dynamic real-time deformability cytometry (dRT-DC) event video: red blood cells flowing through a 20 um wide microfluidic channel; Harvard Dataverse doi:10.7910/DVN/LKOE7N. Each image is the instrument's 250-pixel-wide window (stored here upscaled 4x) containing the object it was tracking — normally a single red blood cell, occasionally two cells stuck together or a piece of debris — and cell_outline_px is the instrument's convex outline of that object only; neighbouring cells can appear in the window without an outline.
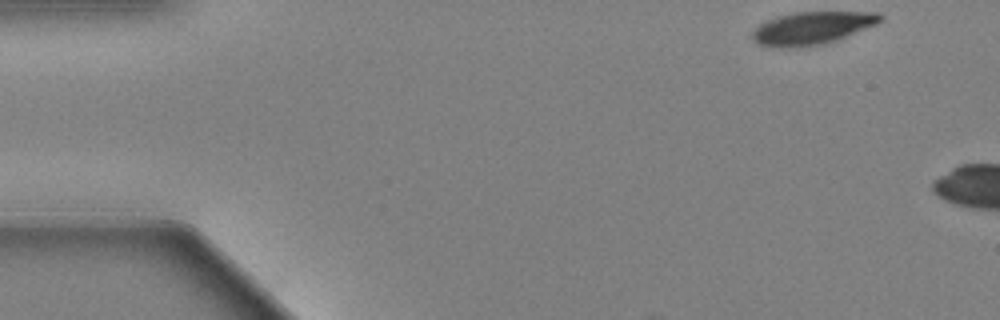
{"species": "Egyptian fruit bat (a non-hibernating species)", "species_latin": "Rousettus aegyptiacus", "temperature_condition": "warm", "stored_images_in_passage": 6, "camera_frame_rate_fps": 3000, "um_per_image_px": 0.085, "animal": {"sex": "female"}, "frame": {"image": 1, "passage_image": 1, "time_ms": 0.0, "image_size_px": [1000, 320], "cell_outline_px": [[884, 20], [876, 24], [836, 40], [824, 44], [796, 48], [772, 48], [760, 44], [752, 40], [752, 32], [760, 24], [768, 20], [780, 16], [796, 12], [880, 12], [884, 16]], "centroid_in_image_um": [69.03, 2.4], "position_along_channel_um": 16.0, "area_um2": 24.45}}